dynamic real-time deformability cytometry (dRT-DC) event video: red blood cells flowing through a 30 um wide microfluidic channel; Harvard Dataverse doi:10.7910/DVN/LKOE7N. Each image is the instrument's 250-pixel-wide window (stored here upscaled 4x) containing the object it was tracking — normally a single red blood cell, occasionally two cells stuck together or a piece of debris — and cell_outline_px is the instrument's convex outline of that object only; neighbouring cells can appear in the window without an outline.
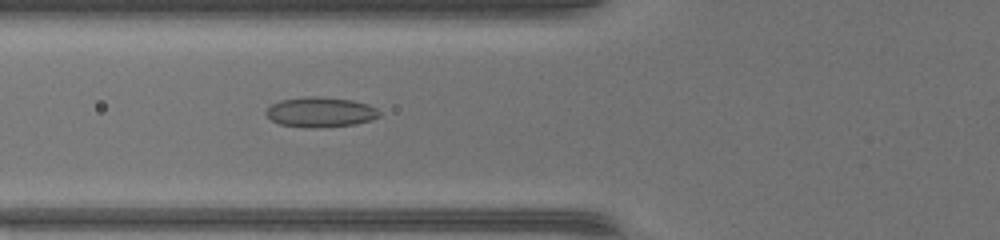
{"species": "common noctule bat (a hibernating species)", "species_latin": "Nyctalus noctula", "temperature_condition": "warm", "stored_images_in_passage": 41, "camera_frame_rate_fps": 3000, "um_per_image_px": 0.085, "animal": {"sex": "female", "body_mass_g": 17.0, "forearm_length_mm": 48.0}, "frame": {"image": 1, "passage_image": 11, "time_ms": 3.333, "image_size_px": [1000, 240], "cell_outline_px": [[380, 116], [372, 120], [356, 124], [280, 124], [272, 120], [264, 112], [272, 104], [280, 100], [308, 96], [316, 96], [352, 100], [368, 104], [376, 108], [380, 112]], "centroid_in_image_um": [27.28, 9.46], "position_along_channel_um": 98.5, "area_um2": 18.67}}
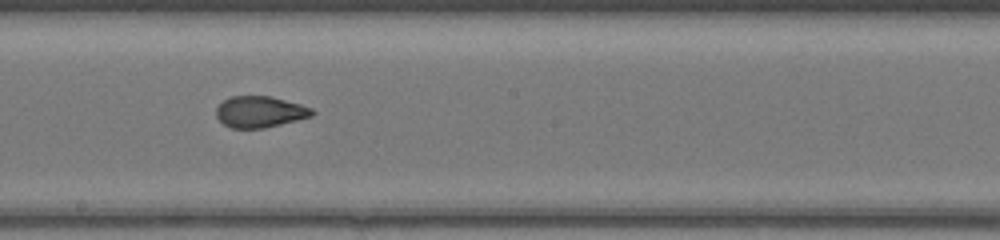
{"frame": {"image": 2, "passage_image": 20, "time_ms": 6.333, "image_size_px": [1000, 240], "cell_outline_px": [[316, 112], [312, 116], [264, 128], [232, 128], [224, 124], [216, 116], [216, 108], [224, 100], [232, 96], [272, 96], [300, 104], [312, 108]], "centroid_in_image_um": [22.1, 9.5], "position_along_channel_um": 226.1, "area_um2": 17.4}}
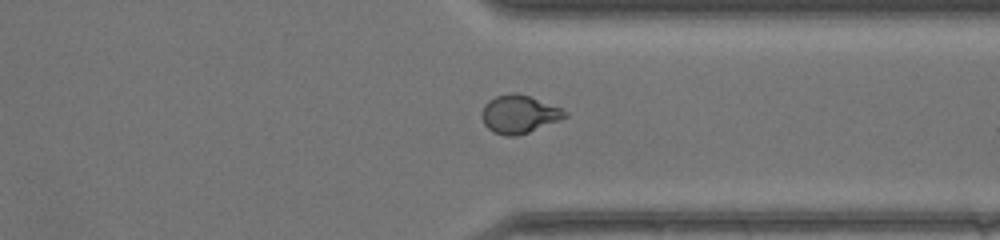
{"frame": {"image": 3, "passage_image": 30, "time_ms": 9.667, "image_size_px": [1000, 240], "cell_outline_px": [[568, 116], [528, 132], [516, 136], [504, 136], [492, 132], [484, 124], [480, 116], [484, 104], [488, 100], [496, 96], [512, 92], [516, 92], [528, 96], [560, 108], [568, 112]], "centroid_in_image_um": [44.06, 9.71], "position_along_channel_um": 367.3, "area_um2": 18.32}}